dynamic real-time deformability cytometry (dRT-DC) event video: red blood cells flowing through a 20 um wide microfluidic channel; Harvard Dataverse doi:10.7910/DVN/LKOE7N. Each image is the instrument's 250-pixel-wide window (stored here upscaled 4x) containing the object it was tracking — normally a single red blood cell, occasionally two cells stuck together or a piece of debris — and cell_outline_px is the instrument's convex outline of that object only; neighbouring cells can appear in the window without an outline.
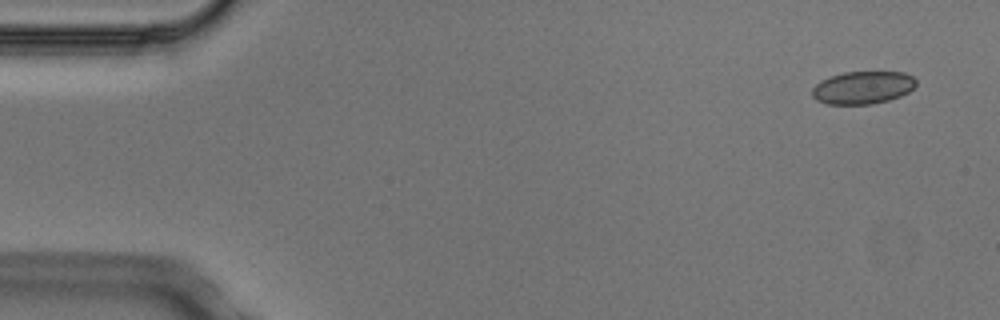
{"species": "Egyptian fruit bat (a non-hibernating species)", "species_latin": "Rousettus aegyptiacus", "temperature_condition": "cold", "stored_images_in_passage": 5, "segment_of_instrument_passage": [2, 2], "camera_frame_rate_fps": 3000, "um_per_image_px": 0.085, "animal": {"sex": "male"}, "frame": {"image": 1, "passage_image": 5, "time_ms": 1.333, "image_size_px": [1000, 320], "cell_outline_px": [[916, 84], [908, 92], [900, 96], [888, 100], [872, 104], [828, 104], [816, 100], [812, 96], [812, 88], [820, 80], [844, 72], [904, 72], [912, 76], [916, 80]], "centroid_in_image_um": [73.32, 7.44], "position_along_channel_um": 11.7, "area_um2": 19.77}}